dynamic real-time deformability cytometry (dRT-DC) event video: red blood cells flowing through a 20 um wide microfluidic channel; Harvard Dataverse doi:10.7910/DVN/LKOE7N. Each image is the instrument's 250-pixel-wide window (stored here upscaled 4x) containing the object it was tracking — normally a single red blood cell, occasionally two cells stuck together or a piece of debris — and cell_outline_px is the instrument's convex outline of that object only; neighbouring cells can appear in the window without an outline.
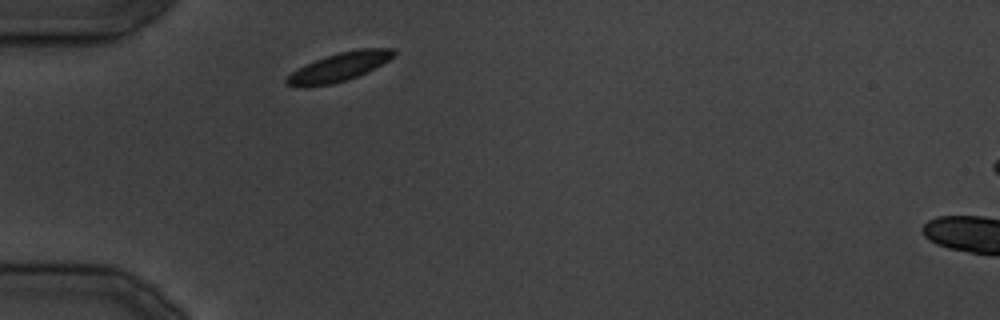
{"species": "common noctule bat (a hibernating species)", "species_latin": "Nyctalus noctula", "temperature_condition": "cold", "stored_images_in_passage": 26, "camera_frame_rate_fps": 3000, "um_per_image_px": 0.085, "animal": {"sex": "male", "body_mass_g": 19.5, "forearm_length_mm": 54.6}, "frame": {"image": 1, "passage_image": 1, "time_ms": 0.0, "image_size_px": [1000, 320], "cell_outline_px": [[396, 52], [388, 60], [356, 76], [344, 80], [328, 84], [288, 84], [284, 80], [292, 72], [324, 56], [340, 52], [360, 48], [392, 48]], "centroid_in_image_um": [28.89, 5.63], "position_along_channel_um": 56.1, "area_um2": 16.65}}
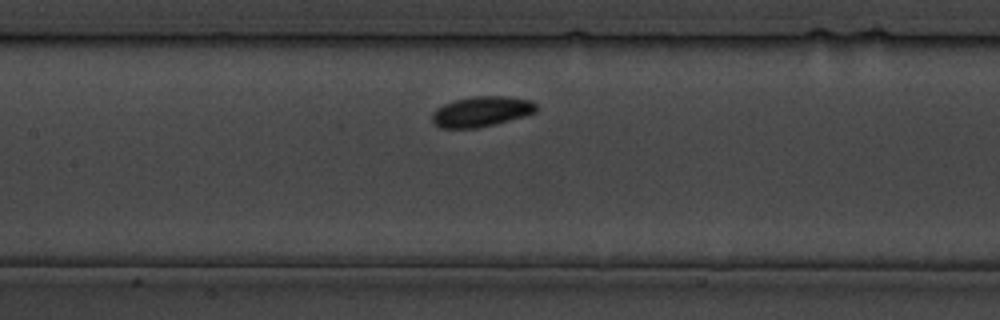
{"frame": {"image": 2, "passage_image": 8, "time_ms": 8.0, "image_size_px": [1000, 320], "cell_outline_px": [[536, 112], [524, 116], [476, 128], [440, 128], [432, 124], [432, 112], [436, 108], [444, 104], [456, 100], [476, 96], [508, 96], [528, 100], [536, 104]], "centroid_in_image_um": [40.87, 9.48], "position_along_channel_um": 166.5, "area_um2": 18.21}}
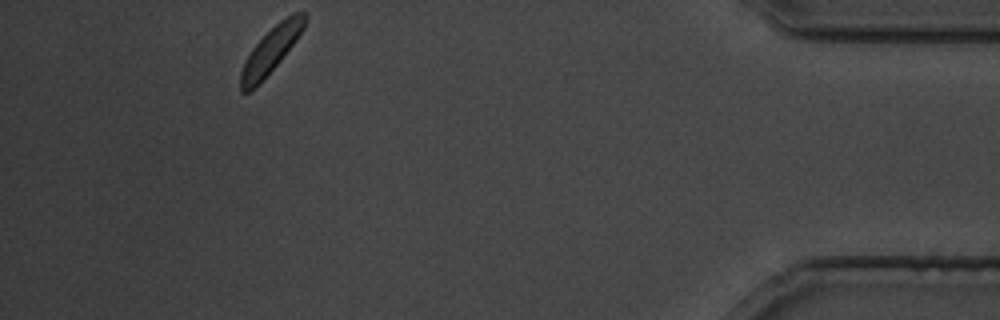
{"frame": {"image": 3, "passage_image": 24, "time_ms": 27.667, "image_size_px": [1000, 320], "cell_outline_px": [[308, 16], [304, 28], [296, 40], [280, 60], [248, 92], [240, 92], [240, 72], [252, 48], [280, 20], [292, 12], [304, 12]], "centroid_in_image_um": [23.06, 4.2], "position_along_channel_um": 412.1, "area_um2": 16.36}}